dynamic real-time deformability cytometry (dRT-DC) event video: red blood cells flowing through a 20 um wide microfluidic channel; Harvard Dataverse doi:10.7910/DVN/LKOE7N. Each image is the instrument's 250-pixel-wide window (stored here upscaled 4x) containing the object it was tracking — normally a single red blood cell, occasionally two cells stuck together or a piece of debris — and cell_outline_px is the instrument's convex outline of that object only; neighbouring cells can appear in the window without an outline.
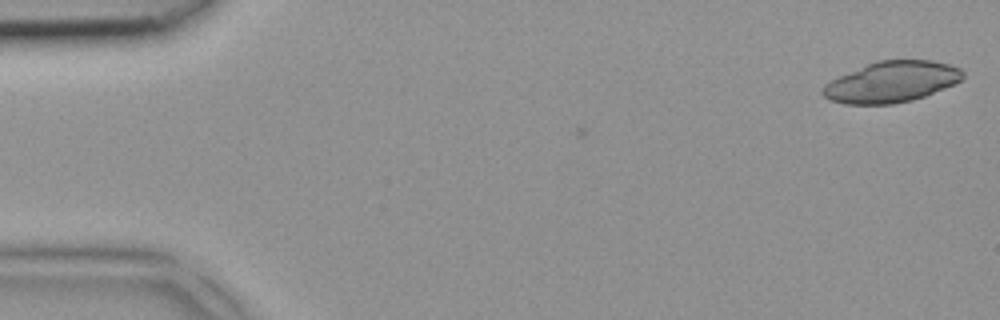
{"species": "common noctule bat (a hibernating species)", "species_latin": "Nyctalus noctula", "temperature_condition": "room temperature", "stored_images_in_passage": 4, "camera_frame_rate_fps": 3000, "um_per_image_px": 0.085, "animal": {"sex": "female", "body_mass_g": 18.4}, "frame": {"image": 1, "passage_image": 1, "time_ms": 0.0, "image_size_px": [1000, 320], "cell_outline_px": [[964, 76], [960, 80], [944, 88], [924, 96], [912, 100], [892, 104], [844, 104], [828, 100], [820, 92], [820, 88], [824, 84], [840, 76], [868, 64], [880, 60], [932, 60], [948, 64], [960, 68], [964, 72]], "centroid_in_image_um": [75.75, 6.97], "position_along_channel_um": 9.2, "area_um2": 33.18}}